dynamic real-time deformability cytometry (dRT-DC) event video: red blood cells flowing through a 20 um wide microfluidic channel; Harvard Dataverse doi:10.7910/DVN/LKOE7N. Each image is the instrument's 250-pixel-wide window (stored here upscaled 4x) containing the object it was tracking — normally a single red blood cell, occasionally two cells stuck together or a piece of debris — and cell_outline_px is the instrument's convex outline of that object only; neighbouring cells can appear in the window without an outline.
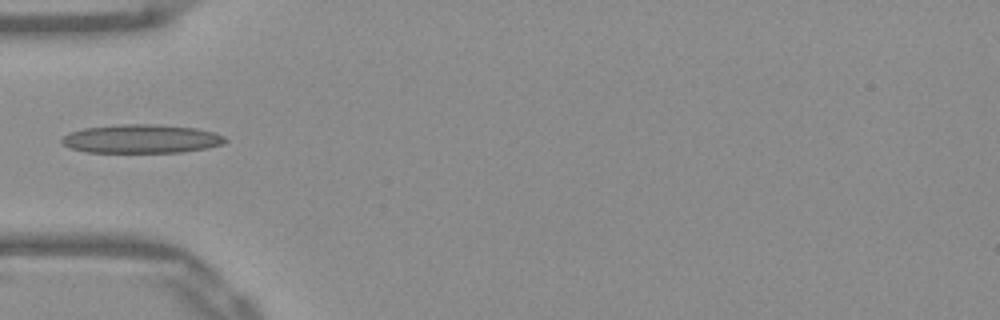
{"species": "Egyptian fruit bat (a non-hibernating species)", "species_latin": "Rousettus aegyptiacus", "temperature_condition": "warm", "stored_images_in_passage": 36, "camera_frame_rate_fps": 3000, "um_per_image_px": 0.085, "frame": {"image": 1, "passage_image": 1, "time_ms": 0.0, "image_size_px": [1000, 320], "cell_outline_px": [[228, 140], [224, 144], [208, 148], [180, 152], [88, 152], [68, 148], [60, 140], [68, 132], [84, 128], [124, 124], [156, 124], [196, 128], [212, 132], [224, 136]], "centroid_in_image_um": [12.02, 11.8], "position_along_channel_um": 73.0, "area_um2": 27.34}}
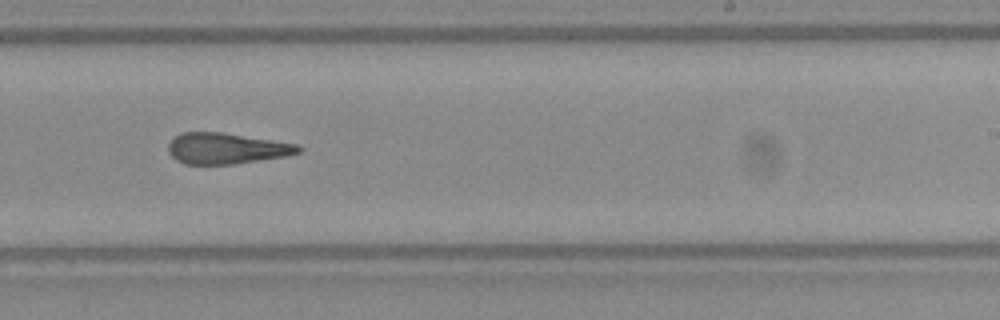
{"frame": {"image": 2, "passage_image": 16, "time_ms": 5.0, "image_size_px": [1000, 320], "cell_outline_px": [[304, 148], [300, 152], [288, 156], [232, 164], [184, 164], [176, 160], [168, 152], [168, 144], [180, 132], [220, 132], [300, 144]], "centroid_in_image_um": [19.28, 12.61], "position_along_channel_um": 269.7, "area_um2": 23.58}}
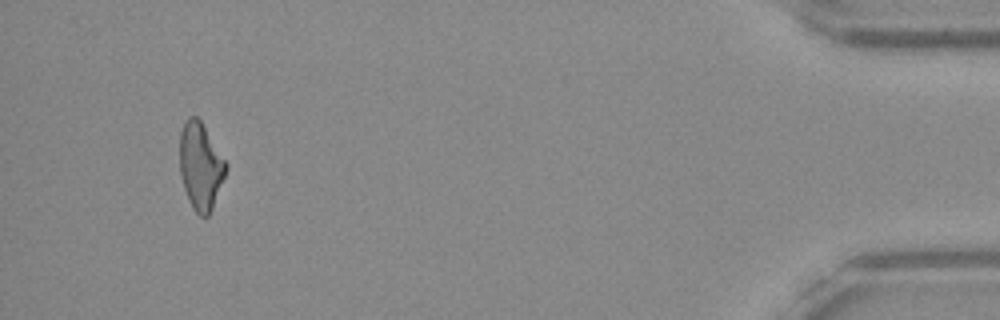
{"frame": {"image": 3, "passage_image": 33, "time_ms": 10.667, "image_size_px": [1000, 320], "cell_outline_px": [[228, 168], [212, 208], [208, 216], [200, 216], [192, 208], [188, 200], [180, 176], [180, 132], [188, 116], [196, 116], [200, 120], [228, 164]], "centroid_in_image_um": [17.04, 14.13], "position_along_channel_um": 418.2, "area_um2": 23.35}}